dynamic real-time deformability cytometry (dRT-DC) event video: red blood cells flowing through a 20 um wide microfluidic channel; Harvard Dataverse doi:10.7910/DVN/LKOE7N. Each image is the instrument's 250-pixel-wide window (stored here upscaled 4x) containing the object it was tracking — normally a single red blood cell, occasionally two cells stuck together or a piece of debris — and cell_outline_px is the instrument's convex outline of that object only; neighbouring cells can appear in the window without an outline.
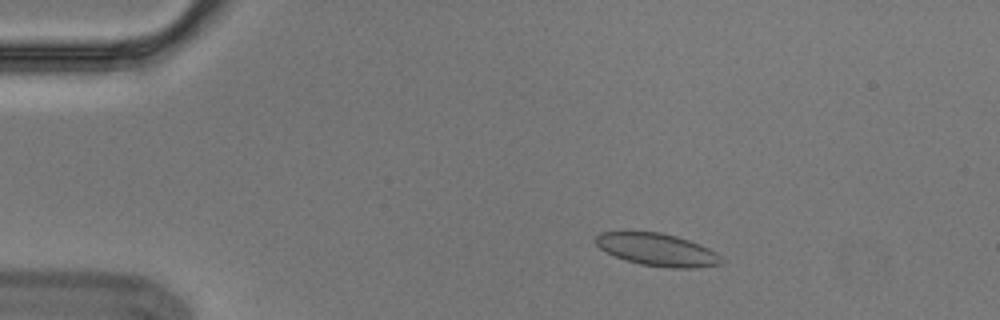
{"species": "Egyptian fruit bat (a non-hibernating species)", "species_latin": "Rousettus aegyptiacus", "temperature_condition": "cold", "stored_images_in_passage": 5, "camera_frame_rate_fps": 3000, "um_per_image_px": 0.085, "animal": {"sex": "male"}, "frame": {"image": 1, "passage_image": 3, "time_ms": 0.667, "image_size_px": [1000, 320], "cell_outline_px": [[724, 260], [720, 264], [696, 268], [668, 268], [640, 264], [624, 260], [600, 248], [596, 244], [596, 236], [600, 232], [660, 232], [676, 236], [700, 244], [716, 252]], "centroid_in_image_um": [55.89, 21.23], "position_along_channel_um": 29.1, "area_um2": 23.7}}